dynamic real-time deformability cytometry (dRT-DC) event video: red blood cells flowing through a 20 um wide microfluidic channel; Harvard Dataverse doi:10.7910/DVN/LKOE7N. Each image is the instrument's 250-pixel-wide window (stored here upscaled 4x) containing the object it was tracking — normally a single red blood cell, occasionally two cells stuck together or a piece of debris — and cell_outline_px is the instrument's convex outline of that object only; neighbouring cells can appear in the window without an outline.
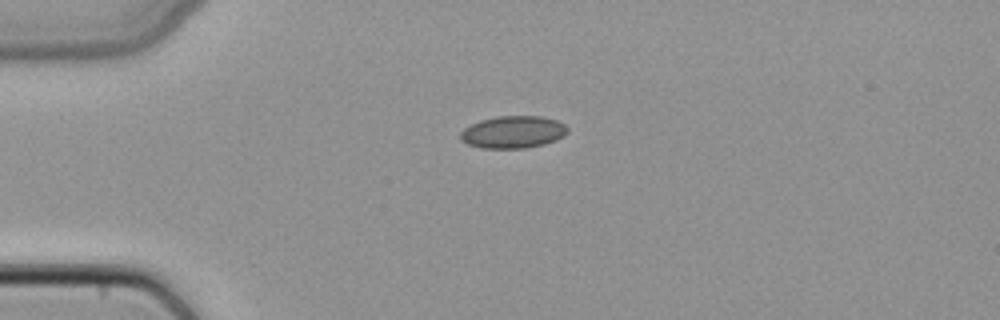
{"species": "common noctule bat (a hibernating species)", "species_latin": "Nyctalus noctula", "temperature_condition": "cold", "stored_images_in_passage": 38, "camera_frame_rate_fps": 3000, "um_per_image_px": 0.085, "animal": {"sex": "female", "body_mass_g": 22.7, "forearm_length_mm": 54.2}, "frame": {"image": 1, "passage_image": 1, "time_ms": 0.0, "image_size_px": [1000, 320], "cell_outline_px": [[568, 132], [564, 136], [556, 140], [544, 144], [524, 148], [480, 148], [468, 144], [460, 140], [460, 132], [464, 128], [480, 120], [496, 116], [540, 116], [556, 120], [564, 124], [568, 128]], "centroid_in_image_um": [43.6, 11.22], "position_along_channel_um": 41.4, "area_um2": 20.23}}
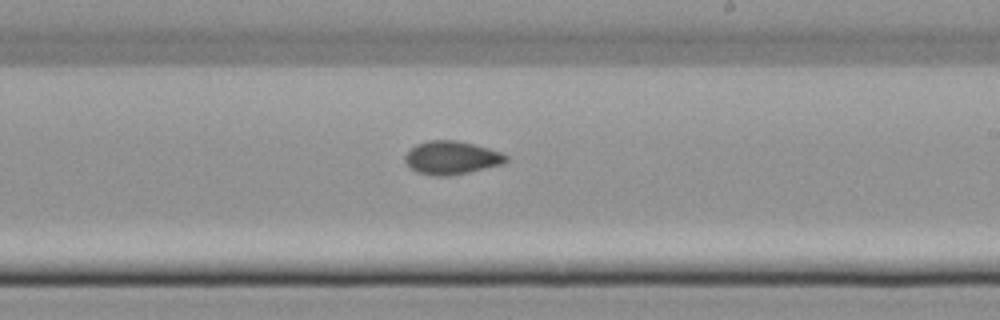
{"frame": {"image": 2, "passage_image": 18, "time_ms": 5.667, "image_size_px": [1000, 320], "cell_outline_px": [[508, 160], [504, 164], [468, 172], [448, 176], [432, 176], [416, 172], [404, 160], [404, 156], [416, 144], [428, 140], [456, 140], [488, 148], [500, 152], [508, 156]], "centroid_in_image_um": [38.38, 13.41], "position_along_channel_um": 250.6, "area_um2": 19.54}}
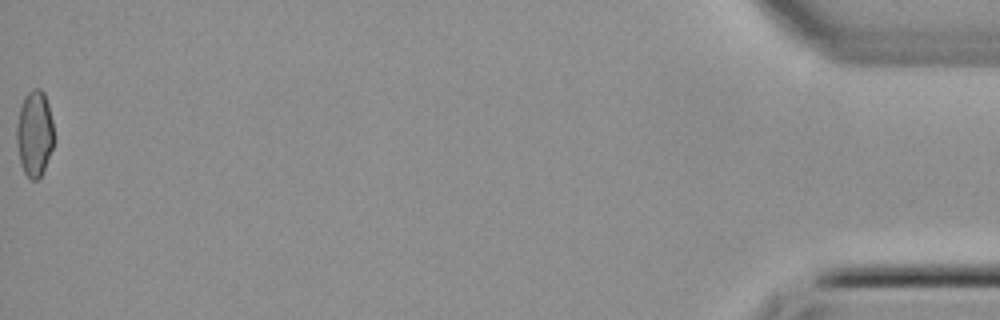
{"frame": {"image": 3, "passage_image": 38, "time_ms": 12.333, "image_size_px": [1000, 320], "cell_outline_px": [[52, 148], [44, 168], [40, 176], [36, 180], [32, 180], [24, 172], [20, 164], [16, 140], [16, 124], [20, 104], [24, 96], [32, 88], [40, 88], [44, 92], [48, 104], [52, 120]], "centroid_in_image_um": [2.9, 11.3], "position_along_channel_um": 432.3, "area_um2": 18.61}}